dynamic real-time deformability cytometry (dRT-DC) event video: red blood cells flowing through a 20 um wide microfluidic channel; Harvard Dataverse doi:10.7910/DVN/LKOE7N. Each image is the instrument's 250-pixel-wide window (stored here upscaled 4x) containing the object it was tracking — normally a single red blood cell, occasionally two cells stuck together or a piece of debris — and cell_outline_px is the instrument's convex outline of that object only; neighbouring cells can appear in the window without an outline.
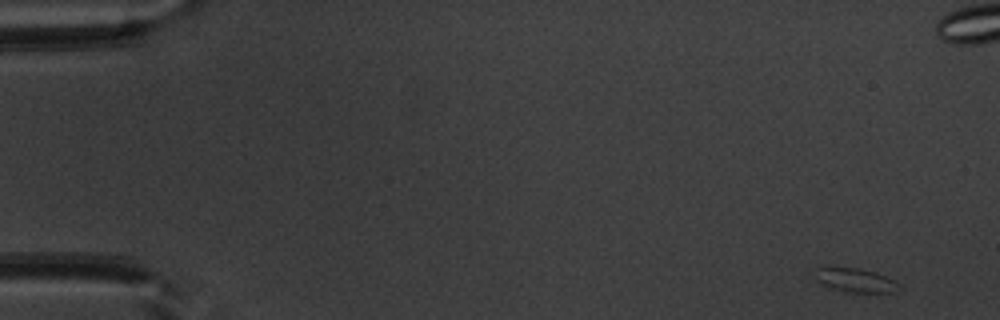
{"species": "common noctule bat (a hibernating species)", "species_latin": "Nyctalus noctula", "temperature_condition": "warm", "stored_images_in_passage": 14, "camera_frame_rate_fps": 3000, "um_per_image_px": 0.085, "animal": {"sex": "male", "body_mass_g": 20.1, "forearm_length_mm": 53.5}, "frame": {"image": 1, "passage_image": 1, "time_ms": 0.0, "image_size_px": [1000, 320], "cell_outline_px": [[900, 288], [888, 292], [848, 292], [832, 288], [816, 280], [812, 268], [856, 268], [876, 272], [892, 280]], "centroid_in_image_um": [72.62, 23.81], "position_along_channel_um": 12.4, "area_um2": 11.27}}